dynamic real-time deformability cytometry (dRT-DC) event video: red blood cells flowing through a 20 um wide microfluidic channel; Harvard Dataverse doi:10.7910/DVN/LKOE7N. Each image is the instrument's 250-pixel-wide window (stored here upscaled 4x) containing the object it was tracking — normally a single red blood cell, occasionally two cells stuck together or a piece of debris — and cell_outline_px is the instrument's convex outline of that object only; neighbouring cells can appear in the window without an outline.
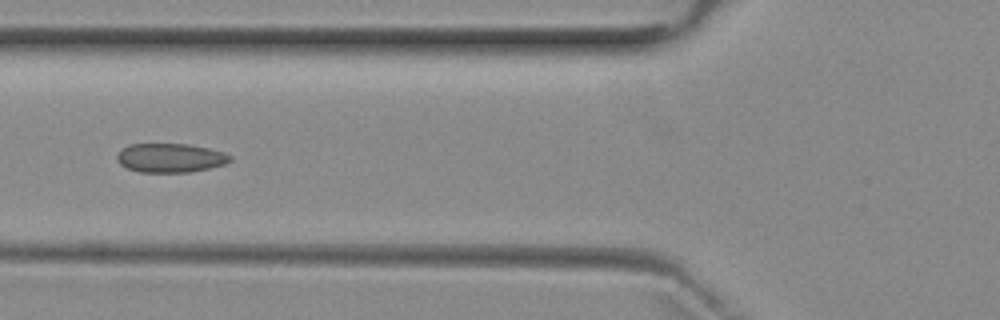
{"species": "common noctule bat (a hibernating species)", "species_latin": "Nyctalus noctula", "temperature_condition": "room temperature", "stored_images_in_passage": 8, "camera_frame_rate_fps": 3000, "um_per_image_px": 0.085, "animal": {"sex": "female", "body_mass_g": 29.2, "forearm_length_mm": 56.3}, "frame": {"image": 1, "passage_image": 8, "time_ms": 9.0, "image_size_px": [1000, 320], "cell_outline_px": [[232, 160], [224, 164], [208, 168], [188, 172], [140, 172], [128, 168], [120, 164], [116, 160], [116, 156], [128, 144], [188, 144], [208, 148], [224, 152], [232, 156]], "centroid_in_image_um": [14.48, 13.42], "position_along_channel_um": 111.3, "area_um2": 19.02}}